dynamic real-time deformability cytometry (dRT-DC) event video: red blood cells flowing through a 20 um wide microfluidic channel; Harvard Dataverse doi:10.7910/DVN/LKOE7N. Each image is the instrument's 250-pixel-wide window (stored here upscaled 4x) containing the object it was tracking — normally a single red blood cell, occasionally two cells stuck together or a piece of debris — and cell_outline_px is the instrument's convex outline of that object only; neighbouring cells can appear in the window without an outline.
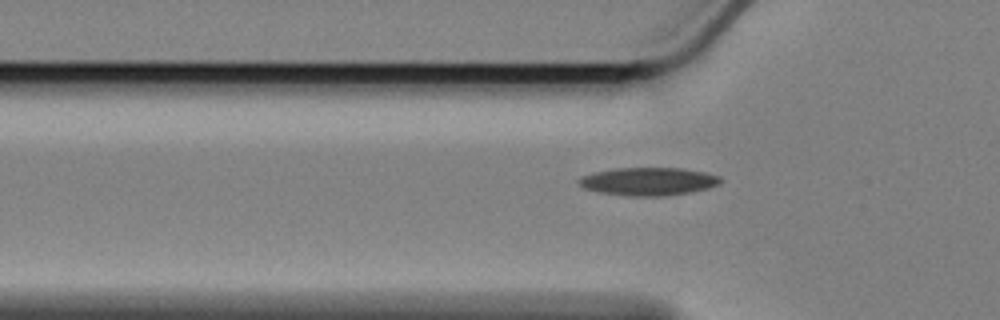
{"species": "Egyptian fruit bat (a non-hibernating species)", "species_latin": "Rousettus aegyptiacus", "temperature_condition": "cold", "stored_images_in_passage": 43, "camera_frame_rate_fps": 3000, "um_per_image_px": 0.085, "animal": {"sex": "female"}, "frame": {"image": 1, "passage_image": 9, "time_ms": 2.667, "image_size_px": [1000, 320], "cell_outline_px": [[720, 184], [708, 188], [688, 192], [664, 196], [628, 196], [600, 192], [584, 188], [576, 184], [576, 180], [580, 176], [592, 172], [612, 168], [684, 168], [704, 172], [720, 176]], "centroid_in_image_um": [55.04, 15.41], "position_along_channel_um": 70.8, "area_um2": 23.29}}
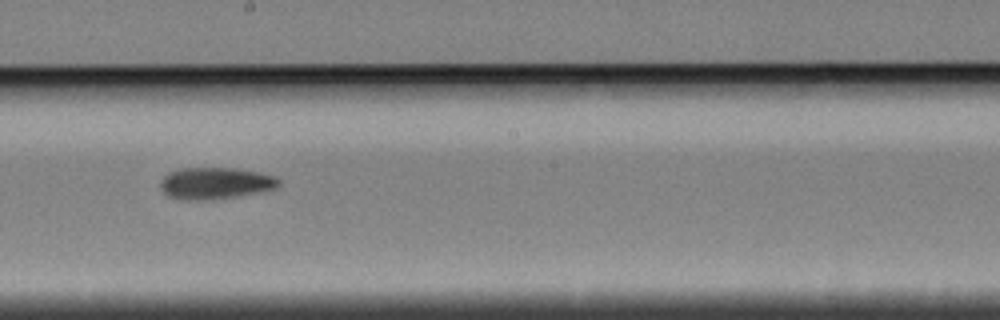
{"frame": {"image": 2, "passage_image": 23, "time_ms": 7.333, "image_size_px": [1000, 320], "cell_outline_px": [[280, 184], [276, 188], [236, 196], [200, 200], [184, 200], [168, 196], [160, 188], [160, 180], [168, 172], [180, 168], [236, 168], [260, 172], [276, 176], [280, 180]], "centroid_in_image_um": [18.28, 15.55], "position_along_channel_um": 229.9, "area_um2": 21.85}}
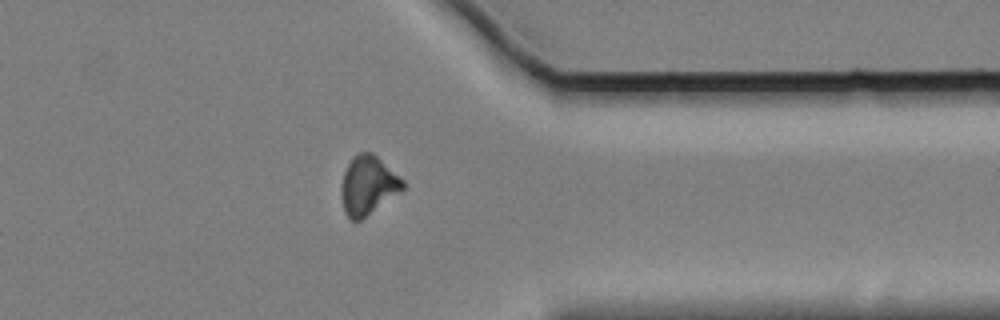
{"frame": {"image": 3, "passage_image": 37, "time_ms": 12.0, "image_size_px": [1000, 320], "cell_outline_px": [[404, 188], [360, 220], [352, 220], [344, 212], [340, 196], [340, 188], [344, 172], [352, 156], [356, 152], [372, 152], [404, 180]], "centroid_in_image_um": [31.23, 15.72], "position_along_channel_um": 380.2, "area_um2": 20.87}}